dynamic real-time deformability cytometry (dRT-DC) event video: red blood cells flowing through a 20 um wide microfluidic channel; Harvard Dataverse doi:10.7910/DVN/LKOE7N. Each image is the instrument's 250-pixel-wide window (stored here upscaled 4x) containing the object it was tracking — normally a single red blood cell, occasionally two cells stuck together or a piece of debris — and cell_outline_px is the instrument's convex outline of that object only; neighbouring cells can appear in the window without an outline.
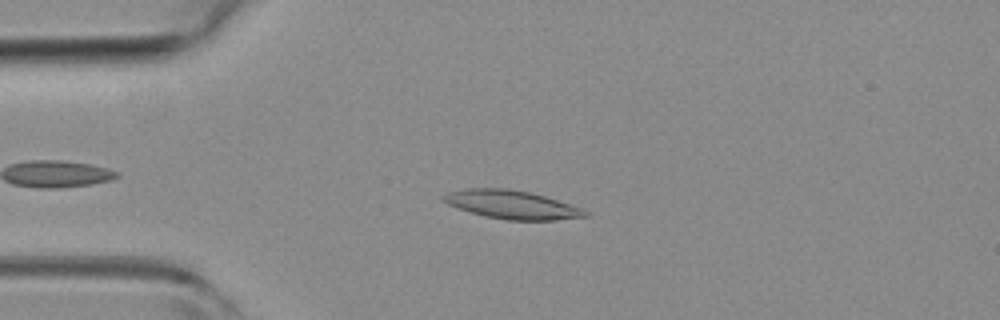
{"species": "common noctule bat (a hibernating species)", "species_latin": "Nyctalus noctula", "temperature_condition": "room temperature", "stored_images_in_passage": 41, "camera_frame_rate_fps": 3000, "um_per_image_px": 0.085, "animal": {"sex": "female", "body_mass_g": 19.3, "forearm_length_mm": 54.1}, "frame": {"image": 1, "passage_image": 8, "time_ms": 2.333, "image_size_px": [1000, 320], "cell_outline_px": [[588, 216], [556, 220], [508, 220], [484, 216], [448, 204], [440, 200], [440, 196], [448, 192], [468, 188], [508, 188], [528, 192], [544, 196], [584, 208], [588, 212]], "centroid_in_image_um": [43.51, 17.39], "position_along_channel_um": 41.5, "area_um2": 23.47}}
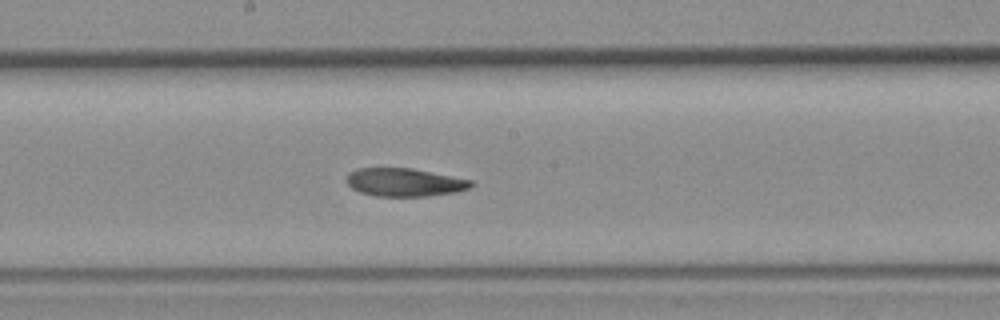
{"frame": {"image": 2, "passage_image": 22, "time_ms": 7.0, "image_size_px": [1000, 320], "cell_outline_px": [[476, 184], [472, 188], [456, 192], [428, 196], [376, 196], [360, 192], [352, 188], [344, 180], [348, 172], [356, 168], [412, 168], [472, 180]], "centroid_in_image_um": [34.39, 15.49], "position_along_channel_um": 213.8, "area_um2": 20.69}}
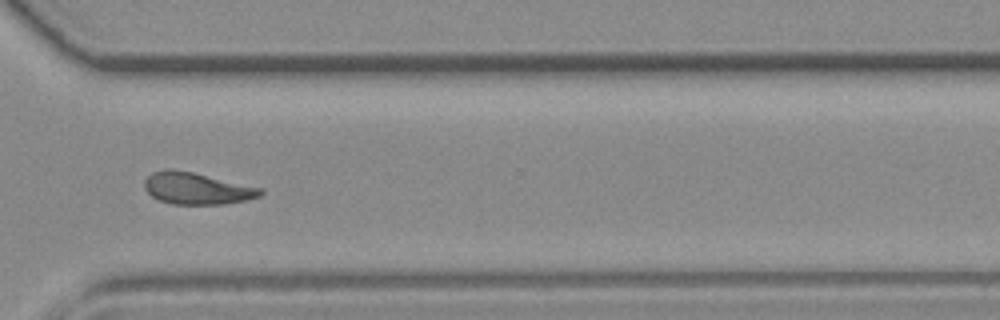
{"frame": {"image": 3, "passage_image": 32, "time_ms": 10.333, "image_size_px": [1000, 320], "cell_outline_px": [[264, 192], [260, 196], [244, 200], [224, 204], [172, 204], [160, 200], [152, 196], [144, 188], [144, 180], [152, 172], [168, 168], [192, 172], [264, 188]], "centroid_in_image_um": [16.73, 16.01], "position_along_channel_um": 353.9, "area_um2": 21.44}, "authors_computed_cell_mechanics": {"area_um2": 21.4438, "velocity_mm_per_s": 4.2108, "shape_relaxation_time_tau1_ms": null, "shape_relaxation_time_tau2_ms": 2.8876, "deformation_change_tau1": null, "deformation_change_tau2": 0.0959}}